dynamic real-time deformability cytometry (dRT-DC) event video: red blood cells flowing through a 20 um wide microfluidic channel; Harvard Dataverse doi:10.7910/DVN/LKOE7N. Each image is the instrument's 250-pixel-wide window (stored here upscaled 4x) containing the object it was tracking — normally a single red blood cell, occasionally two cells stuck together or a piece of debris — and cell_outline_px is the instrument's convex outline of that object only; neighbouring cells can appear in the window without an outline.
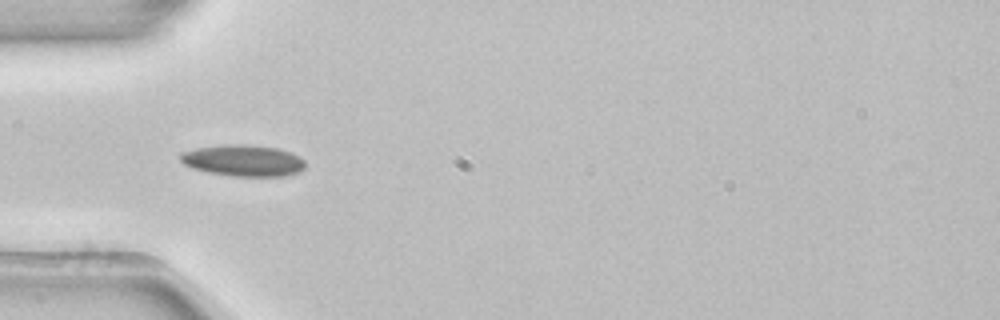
{"species": "common noctule bat (a hibernating species)", "species_latin": "Nyctalus noctula", "temperature_condition": "room temperature", "stored_images_in_passage": 25, "camera_frame_rate_fps": 3000, "um_per_image_px": 0.085, "animal": {"sex": "female", "body_mass_g": 22.7, "forearm_length_mm": 54.2}, "frame": {"image": 1, "passage_image": 4, "time_ms": 1.0, "image_size_px": [1000, 320], "cell_outline_px": [[304, 168], [296, 172], [284, 176], [232, 176], [208, 172], [192, 168], [184, 164], [180, 160], [180, 152], [196, 148], [224, 144], [244, 144], [276, 148], [292, 152], [304, 160]], "centroid_in_image_um": [20.64, 13.64], "position_along_channel_um": 64.4, "area_um2": 22.83}}